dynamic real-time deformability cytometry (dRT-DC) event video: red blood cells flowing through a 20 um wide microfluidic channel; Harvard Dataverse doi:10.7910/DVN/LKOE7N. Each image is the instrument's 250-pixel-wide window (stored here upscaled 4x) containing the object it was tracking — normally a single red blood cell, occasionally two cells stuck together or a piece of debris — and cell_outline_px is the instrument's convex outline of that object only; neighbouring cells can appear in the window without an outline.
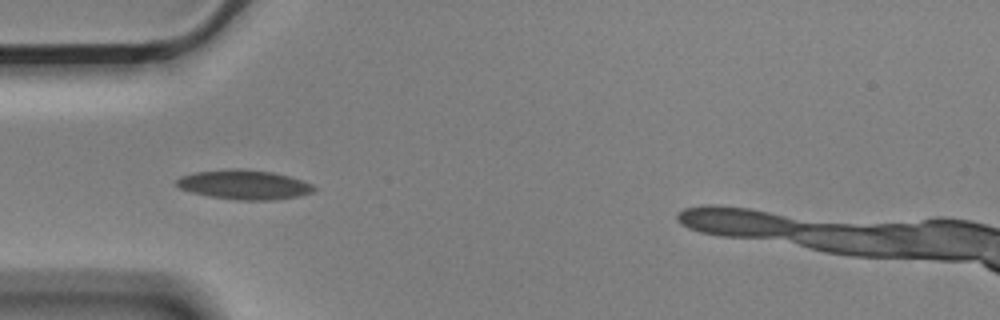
{"species": "Egyptian fruit bat (a non-hibernating species)", "species_latin": "Rousettus aegyptiacus", "temperature_condition": "cold", "stored_images_in_passage": 13, "camera_frame_rate_fps": 3000, "um_per_image_px": 0.085, "animal": {"sex": "male"}, "frame": {"image": 1, "passage_image": 3, "time_ms": 0.667, "image_size_px": [1000, 320], "cell_outline_px": [[316, 188], [312, 192], [300, 196], [272, 200], [236, 200], [208, 196], [192, 192], [180, 188], [176, 184], [176, 180], [180, 176], [196, 172], [232, 168], [240, 168], [272, 172], [288, 176], [312, 184]], "centroid_in_image_um": [20.74, 15.7], "position_along_channel_um": 64.3, "area_um2": 23.52}}
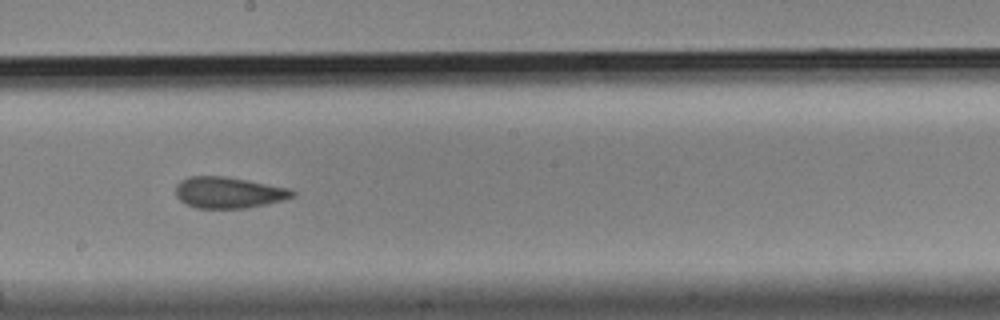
{"frame": {"image": 2, "passage_image": 7, "time_ms": 2.0, "image_size_px": [1000, 320], "cell_outline_px": [[296, 196], [284, 200], [248, 208], [196, 208], [180, 200], [176, 196], [176, 184], [180, 180], [188, 176], [224, 176], [248, 180], [288, 188], [296, 192]], "centroid_in_image_um": [19.44, 16.36], "position_along_channel_um": 228.8, "area_um2": 21.33}}
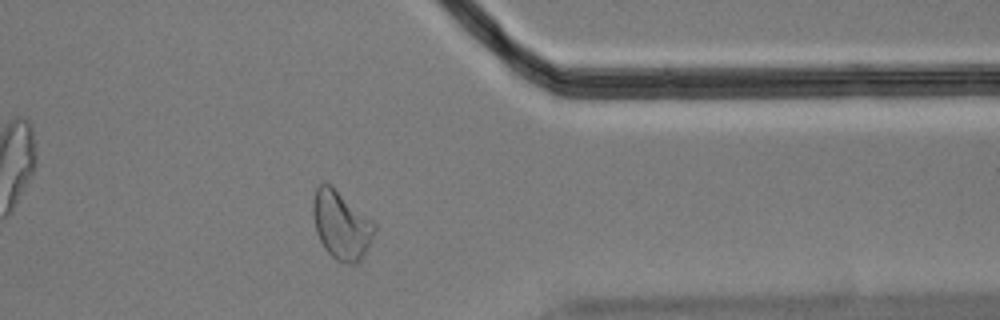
{"frame": {"image": 3, "passage_image": 11, "time_ms": 3.333, "image_size_px": [1000, 320], "cell_outline_px": [[376, 228], [360, 260], [356, 264], [344, 264], [336, 260], [324, 248], [316, 232], [312, 216], [312, 200], [316, 188], [320, 184], [332, 184], [372, 220], [376, 224]], "centroid_in_image_um": [28.97, 19.11], "position_along_channel_um": 382.4, "area_um2": 24.45}}